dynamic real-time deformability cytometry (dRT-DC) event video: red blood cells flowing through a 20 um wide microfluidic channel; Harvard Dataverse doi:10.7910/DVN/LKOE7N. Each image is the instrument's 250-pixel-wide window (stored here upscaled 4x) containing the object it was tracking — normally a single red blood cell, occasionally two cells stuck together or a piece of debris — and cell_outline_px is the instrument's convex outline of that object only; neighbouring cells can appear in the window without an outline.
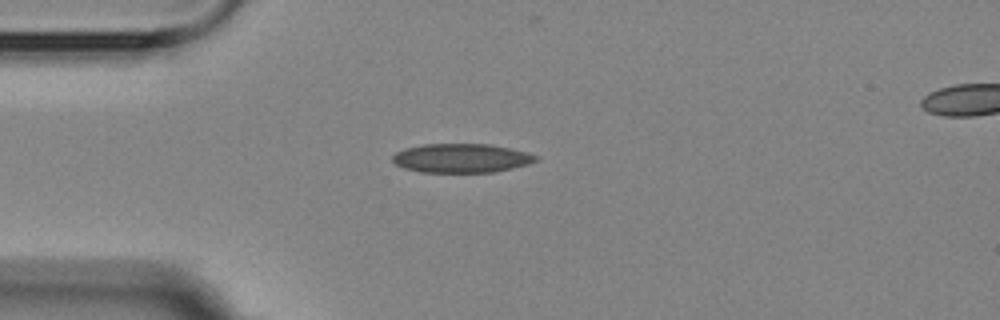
{"species": "Egyptian fruit bat (a non-hibernating species)", "species_latin": "Rousettus aegyptiacus", "temperature_condition": "room temperature", "stored_images_in_passage": 4, "segment_of_instrument_passage": [1, 2], "camera_frame_rate_fps": 3000, "um_per_image_px": 0.085, "animal": {"sex": "female"}, "frame": {"image": 1, "passage_image": 3, "time_ms": 2.0, "image_size_px": [1000, 320], "cell_outline_px": [[540, 160], [528, 164], [512, 168], [492, 172], [420, 172], [404, 168], [396, 164], [392, 160], [392, 156], [396, 152], [404, 148], [424, 144], [492, 144], [528, 152], [540, 156]], "centroid_in_image_um": [39.25, 13.43], "position_along_channel_um": 45.7, "area_um2": 24.39}}